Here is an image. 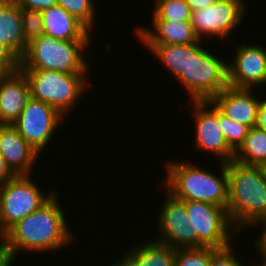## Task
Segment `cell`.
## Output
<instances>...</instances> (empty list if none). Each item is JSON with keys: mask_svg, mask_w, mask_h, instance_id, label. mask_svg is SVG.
I'll use <instances>...</instances> for the list:
<instances>
[{"mask_svg": "<svg viewBox=\"0 0 266 266\" xmlns=\"http://www.w3.org/2000/svg\"><path fill=\"white\" fill-rule=\"evenodd\" d=\"M12 0H0V13L6 8V6L11 2Z\"/></svg>", "mask_w": 266, "mask_h": 266, "instance_id": "obj_37", "label": "cell"}, {"mask_svg": "<svg viewBox=\"0 0 266 266\" xmlns=\"http://www.w3.org/2000/svg\"><path fill=\"white\" fill-rule=\"evenodd\" d=\"M20 8L29 10L43 11L56 5V0H12Z\"/></svg>", "mask_w": 266, "mask_h": 266, "instance_id": "obj_30", "label": "cell"}, {"mask_svg": "<svg viewBox=\"0 0 266 266\" xmlns=\"http://www.w3.org/2000/svg\"><path fill=\"white\" fill-rule=\"evenodd\" d=\"M44 34L64 41H90V31L74 16L56 4L41 11Z\"/></svg>", "mask_w": 266, "mask_h": 266, "instance_id": "obj_17", "label": "cell"}, {"mask_svg": "<svg viewBox=\"0 0 266 266\" xmlns=\"http://www.w3.org/2000/svg\"><path fill=\"white\" fill-rule=\"evenodd\" d=\"M182 202L185 204L190 225L196 233L197 247L221 248L231 243L237 230L227 209L201 201Z\"/></svg>", "mask_w": 266, "mask_h": 266, "instance_id": "obj_8", "label": "cell"}, {"mask_svg": "<svg viewBox=\"0 0 266 266\" xmlns=\"http://www.w3.org/2000/svg\"><path fill=\"white\" fill-rule=\"evenodd\" d=\"M234 160L244 165L266 167V131L251 127L244 142L234 153Z\"/></svg>", "mask_w": 266, "mask_h": 266, "instance_id": "obj_21", "label": "cell"}, {"mask_svg": "<svg viewBox=\"0 0 266 266\" xmlns=\"http://www.w3.org/2000/svg\"><path fill=\"white\" fill-rule=\"evenodd\" d=\"M245 8L243 0H217L207 8L191 11V25L200 40L204 35L224 40L242 21Z\"/></svg>", "mask_w": 266, "mask_h": 266, "instance_id": "obj_9", "label": "cell"}, {"mask_svg": "<svg viewBox=\"0 0 266 266\" xmlns=\"http://www.w3.org/2000/svg\"><path fill=\"white\" fill-rule=\"evenodd\" d=\"M16 175L7 166L4 157L0 154V185L7 180L13 179Z\"/></svg>", "mask_w": 266, "mask_h": 266, "instance_id": "obj_32", "label": "cell"}, {"mask_svg": "<svg viewBox=\"0 0 266 266\" xmlns=\"http://www.w3.org/2000/svg\"><path fill=\"white\" fill-rule=\"evenodd\" d=\"M69 14L80 21L90 32L95 24V3L92 0H56Z\"/></svg>", "mask_w": 266, "mask_h": 266, "instance_id": "obj_25", "label": "cell"}, {"mask_svg": "<svg viewBox=\"0 0 266 266\" xmlns=\"http://www.w3.org/2000/svg\"><path fill=\"white\" fill-rule=\"evenodd\" d=\"M31 175H17L0 185V224L5 232L17 221L39 209L55 193L44 195Z\"/></svg>", "mask_w": 266, "mask_h": 266, "instance_id": "obj_7", "label": "cell"}, {"mask_svg": "<svg viewBox=\"0 0 266 266\" xmlns=\"http://www.w3.org/2000/svg\"><path fill=\"white\" fill-rule=\"evenodd\" d=\"M153 21H190L191 10L185 0H156Z\"/></svg>", "mask_w": 266, "mask_h": 266, "instance_id": "obj_23", "label": "cell"}, {"mask_svg": "<svg viewBox=\"0 0 266 266\" xmlns=\"http://www.w3.org/2000/svg\"><path fill=\"white\" fill-rule=\"evenodd\" d=\"M236 52L233 64H227L228 85L235 88L263 85L266 78V49L257 44L243 43Z\"/></svg>", "mask_w": 266, "mask_h": 266, "instance_id": "obj_13", "label": "cell"}, {"mask_svg": "<svg viewBox=\"0 0 266 266\" xmlns=\"http://www.w3.org/2000/svg\"><path fill=\"white\" fill-rule=\"evenodd\" d=\"M152 24L153 32L142 26L135 29L141 43L193 44L200 41L191 21H153Z\"/></svg>", "mask_w": 266, "mask_h": 266, "instance_id": "obj_18", "label": "cell"}, {"mask_svg": "<svg viewBox=\"0 0 266 266\" xmlns=\"http://www.w3.org/2000/svg\"><path fill=\"white\" fill-rule=\"evenodd\" d=\"M228 176L227 212L234 228L266 224V167L249 166L232 160Z\"/></svg>", "mask_w": 266, "mask_h": 266, "instance_id": "obj_2", "label": "cell"}, {"mask_svg": "<svg viewBox=\"0 0 266 266\" xmlns=\"http://www.w3.org/2000/svg\"><path fill=\"white\" fill-rule=\"evenodd\" d=\"M0 154L17 175H30L39 153L20 135L14 125L0 124Z\"/></svg>", "mask_w": 266, "mask_h": 266, "instance_id": "obj_15", "label": "cell"}, {"mask_svg": "<svg viewBox=\"0 0 266 266\" xmlns=\"http://www.w3.org/2000/svg\"><path fill=\"white\" fill-rule=\"evenodd\" d=\"M111 266H122L119 262L115 261V263L111 264Z\"/></svg>", "mask_w": 266, "mask_h": 266, "instance_id": "obj_39", "label": "cell"}, {"mask_svg": "<svg viewBox=\"0 0 266 266\" xmlns=\"http://www.w3.org/2000/svg\"><path fill=\"white\" fill-rule=\"evenodd\" d=\"M227 62L201 47L189 44V64L186 73L177 79L186 88L192 101H210L228 86Z\"/></svg>", "mask_w": 266, "mask_h": 266, "instance_id": "obj_5", "label": "cell"}, {"mask_svg": "<svg viewBox=\"0 0 266 266\" xmlns=\"http://www.w3.org/2000/svg\"><path fill=\"white\" fill-rule=\"evenodd\" d=\"M21 71L28 81L31 97L46 102L64 117L74 108L89 83L87 74H66L56 70Z\"/></svg>", "mask_w": 266, "mask_h": 266, "instance_id": "obj_6", "label": "cell"}, {"mask_svg": "<svg viewBox=\"0 0 266 266\" xmlns=\"http://www.w3.org/2000/svg\"><path fill=\"white\" fill-rule=\"evenodd\" d=\"M30 98L28 81L20 69L0 76V124L13 125Z\"/></svg>", "mask_w": 266, "mask_h": 266, "instance_id": "obj_16", "label": "cell"}, {"mask_svg": "<svg viewBox=\"0 0 266 266\" xmlns=\"http://www.w3.org/2000/svg\"><path fill=\"white\" fill-rule=\"evenodd\" d=\"M25 42L28 44L44 34V25L40 11L21 8Z\"/></svg>", "mask_w": 266, "mask_h": 266, "instance_id": "obj_27", "label": "cell"}, {"mask_svg": "<svg viewBox=\"0 0 266 266\" xmlns=\"http://www.w3.org/2000/svg\"><path fill=\"white\" fill-rule=\"evenodd\" d=\"M263 226L264 229L258 237L259 239H255V242L266 252V224H264Z\"/></svg>", "mask_w": 266, "mask_h": 266, "instance_id": "obj_35", "label": "cell"}, {"mask_svg": "<svg viewBox=\"0 0 266 266\" xmlns=\"http://www.w3.org/2000/svg\"><path fill=\"white\" fill-rule=\"evenodd\" d=\"M196 148L211 151L219 162L228 163L234 160V152L226 143L218 123V109L210 101H193ZM211 105V107H207Z\"/></svg>", "mask_w": 266, "mask_h": 266, "instance_id": "obj_12", "label": "cell"}, {"mask_svg": "<svg viewBox=\"0 0 266 266\" xmlns=\"http://www.w3.org/2000/svg\"><path fill=\"white\" fill-rule=\"evenodd\" d=\"M232 244L221 248L211 247V266H244L239 263L236 254L231 248ZM233 251V252H232Z\"/></svg>", "mask_w": 266, "mask_h": 266, "instance_id": "obj_28", "label": "cell"}, {"mask_svg": "<svg viewBox=\"0 0 266 266\" xmlns=\"http://www.w3.org/2000/svg\"><path fill=\"white\" fill-rule=\"evenodd\" d=\"M176 78L186 73L189 64V44L143 43Z\"/></svg>", "mask_w": 266, "mask_h": 266, "instance_id": "obj_22", "label": "cell"}, {"mask_svg": "<svg viewBox=\"0 0 266 266\" xmlns=\"http://www.w3.org/2000/svg\"><path fill=\"white\" fill-rule=\"evenodd\" d=\"M90 43L40 35L28 43L20 58V70H56L66 74H87L89 64L82 52Z\"/></svg>", "mask_w": 266, "mask_h": 266, "instance_id": "obj_4", "label": "cell"}, {"mask_svg": "<svg viewBox=\"0 0 266 266\" xmlns=\"http://www.w3.org/2000/svg\"><path fill=\"white\" fill-rule=\"evenodd\" d=\"M6 240V232L5 230L1 227V224H0V241L1 243H4Z\"/></svg>", "mask_w": 266, "mask_h": 266, "instance_id": "obj_38", "label": "cell"}, {"mask_svg": "<svg viewBox=\"0 0 266 266\" xmlns=\"http://www.w3.org/2000/svg\"><path fill=\"white\" fill-rule=\"evenodd\" d=\"M193 164L174 161L166 165L167 179L163 182L166 192L180 201H201L227 209L226 163L220 162L221 176Z\"/></svg>", "mask_w": 266, "mask_h": 266, "instance_id": "obj_3", "label": "cell"}, {"mask_svg": "<svg viewBox=\"0 0 266 266\" xmlns=\"http://www.w3.org/2000/svg\"><path fill=\"white\" fill-rule=\"evenodd\" d=\"M62 118L64 119V116L57 109L31 97L13 125L40 154L51 140Z\"/></svg>", "mask_w": 266, "mask_h": 266, "instance_id": "obj_10", "label": "cell"}, {"mask_svg": "<svg viewBox=\"0 0 266 266\" xmlns=\"http://www.w3.org/2000/svg\"><path fill=\"white\" fill-rule=\"evenodd\" d=\"M56 194L6 231L5 243L14 256L19 250L45 252L73 242L74 235L68 229Z\"/></svg>", "mask_w": 266, "mask_h": 266, "instance_id": "obj_1", "label": "cell"}, {"mask_svg": "<svg viewBox=\"0 0 266 266\" xmlns=\"http://www.w3.org/2000/svg\"><path fill=\"white\" fill-rule=\"evenodd\" d=\"M254 244H255L254 246L256 248V251L261 254L260 258L261 259L263 258V261H264L261 265L259 264L258 266H266V252L256 242ZM254 266H256V265H254Z\"/></svg>", "mask_w": 266, "mask_h": 266, "instance_id": "obj_36", "label": "cell"}, {"mask_svg": "<svg viewBox=\"0 0 266 266\" xmlns=\"http://www.w3.org/2000/svg\"><path fill=\"white\" fill-rule=\"evenodd\" d=\"M189 5L191 11L204 9L212 4H214L217 0H185Z\"/></svg>", "mask_w": 266, "mask_h": 266, "instance_id": "obj_34", "label": "cell"}, {"mask_svg": "<svg viewBox=\"0 0 266 266\" xmlns=\"http://www.w3.org/2000/svg\"><path fill=\"white\" fill-rule=\"evenodd\" d=\"M0 42L8 46L19 58L25 53L21 8L10 2L0 13Z\"/></svg>", "mask_w": 266, "mask_h": 266, "instance_id": "obj_20", "label": "cell"}, {"mask_svg": "<svg viewBox=\"0 0 266 266\" xmlns=\"http://www.w3.org/2000/svg\"><path fill=\"white\" fill-rule=\"evenodd\" d=\"M252 88L227 86L210 102L226 117L247 126L255 127L261 100L252 94Z\"/></svg>", "mask_w": 266, "mask_h": 266, "instance_id": "obj_14", "label": "cell"}, {"mask_svg": "<svg viewBox=\"0 0 266 266\" xmlns=\"http://www.w3.org/2000/svg\"><path fill=\"white\" fill-rule=\"evenodd\" d=\"M165 194V201L157 218L161 235L155 240L175 249L197 247L196 233L190 225L185 204L169 193Z\"/></svg>", "mask_w": 266, "mask_h": 266, "instance_id": "obj_11", "label": "cell"}, {"mask_svg": "<svg viewBox=\"0 0 266 266\" xmlns=\"http://www.w3.org/2000/svg\"><path fill=\"white\" fill-rule=\"evenodd\" d=\"M175 256V248L151 239L148 243L137 244L119 263L122 266H175Z\"/></svg>", "mask_w": 266, "mask_h": 266, "instance_id": "obj_19", "label": "cell"}, {"mask_svg": "<svg viewBox=\"0 0 266 266\" xmlns=\"http://www.w3.org/2000/svg\"><path fill=\"white\" fill-rule=\"evenodd\" d=\"M15 257L6 243L0 242V266H12L11 264L14 262Z\"/></svg>", "mask_w": 266, "mask_h": 266, "instance_id": "obj_31", "label": "cell"}, {"mask_svg": "<svg viewBox=\"0 0 266 266\" xmlns=\"http://www.w3.org/2000/svg\"><path fill=\"white\" fill-rule=\"evenodd\" d=\"M175 266H211V247L177 248Z\"/></svg>", "mask_w": 266, "mask_h": 266, "instance_id": "obj_26", "label": "cell"}, {"mask_svg": "<svg viewBox=\"0 0 266 266\" xmlns=\"http://www.w3.org/2000/svg\"><path fill=\"white\" fill-rule=\"evenodd\" d=\"M256 127L266 131V99L261 100V105L258 110Z\"/></svg>", "mask_w": 266, "mask_h": 266, "instance_id": "obj_33", "label": "cell"}, {"mask_svg": "<svg viewBox=\"0 0 266 266\" xmlns=\"http://www.w3.org/2000/svg\"><path fill=\"white\" fill-rule=\"evenodd\" d=\"M20 69V58L5 44L0 42V76Z\"/></svg>", "mask_w": 266, "mask_h": 266, "instance_id": "obj_29", "label": "cell"}, {"mask_svg": "<svg viewBox=\"0 0 266 266\" xmlns=\"http://www.w3.org/2000/svg\"><path fill=\"white\" fill-rule=\"evenodd\" d=\"M218 123L229 148L235 153L247 137L250 127L238 123L218 110Z\"/></svg>", "mask_w": 266, "mask_h": 266, "instance_id": "obj_24", "label": "cell"}]
</instances>
